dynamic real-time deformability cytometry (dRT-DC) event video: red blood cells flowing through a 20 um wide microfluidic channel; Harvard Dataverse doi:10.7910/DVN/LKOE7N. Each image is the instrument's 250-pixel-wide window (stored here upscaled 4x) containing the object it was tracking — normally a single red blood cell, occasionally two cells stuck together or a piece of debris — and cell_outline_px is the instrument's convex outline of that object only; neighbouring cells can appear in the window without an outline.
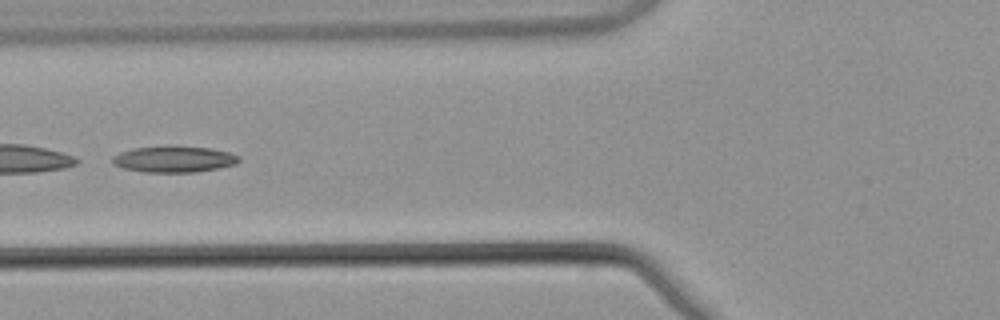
{"species": "common noctule bat (a hibernating species)", "species_latin": "Nyctalus noctula", "temperature_condition": "warm", "stored_images_in_passage": 6, "camera_frame_rate_fps": 3000, "um_per_image_px": 0.085, "animal": {"sex": "male", "body_mass_g": 21.5, "forearm_length_mm": 52.0}, "frame": {"image": 1, "passage_image": 6, "time_ms": 1.667, "image_size_px": [1000, 320], "cell_outline_px": [[240, 160], [236, 164], [220, 168], [196, 172], [144, 172], [124, 168], [112, 164], [112, 156], [120, 152], [132, 148], [212, 148], [228, 152], [240, 156]], "centroid_in_image_um": [14.8, 13.57], "position_along_channel_um": 111.0, "area_um2": 18.79}}